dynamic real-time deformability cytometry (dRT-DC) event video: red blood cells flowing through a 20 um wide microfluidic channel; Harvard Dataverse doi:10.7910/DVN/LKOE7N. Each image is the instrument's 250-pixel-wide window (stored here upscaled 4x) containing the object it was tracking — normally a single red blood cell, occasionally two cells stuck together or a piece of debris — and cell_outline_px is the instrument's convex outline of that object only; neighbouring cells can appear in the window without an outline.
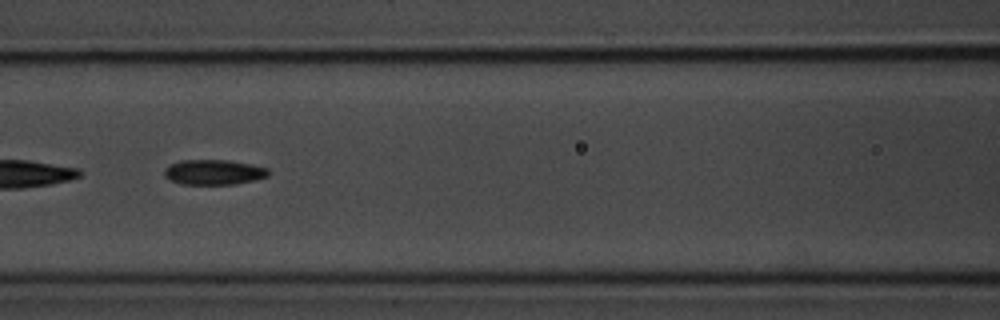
{"species": "common noctule bat (a hibernating species)", "species_latin": "Nyctalus noctula", "temperature_condition": "room temperature", "stored_images_in_passage": 44, "camera_frame_rate_fps": 3000, "um_per_image_px": 0.085, "animal": {"sex": "male", "body_mass_g": 20.1, "forearm_length_mm": 53.5}, "frame": {"image": 1, "passage_image": 13, "time_ms": 4.0, "image_size_px": [1000, 320], "cell_outline_px": [[272, 172], [268, 176], [256, 180], [236, 184], [180, 184], [168, 180], [164, 176], [164, 168], [168, 164], [180, 160], [228, 160], [252, 164], [268, 168]], "centroid_in_image_um": [18.16, 14.63], "position_along_channel_um": 148.4, "area_um2": 15.61}}
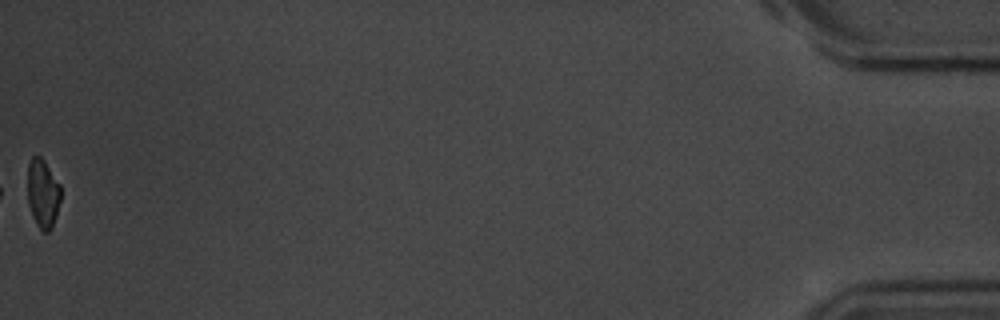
{"frame": {"image": 2, "passage_image": 44, "time_ms": 14.333, "image_size_px": [1000, 320], "cell_outline_px": [[60, 200], [56, 216], [52, 228], [48, 232], [44, 232], [36, 224], [32, 216], [28, 204], [28, 164], [32, 156], [40, 156], [44, 160], [60, 184]], "centroid_in_image_um": [3.64, 16.45], "position_along_channel_um": 431.6, "area_um2": 13.29}, "authors_computed_cell_mechanics": {"area_um2": 15.2014, "velocity_mm_per_s": 3.7094, "shape_relaxation_time_tau1_ms": 2.6073, "shape_relaxation_time_tau2_ms": 3.9742, "deformation_change_tau1": 0.13, "deformation_change_tau2": 0.1059}}